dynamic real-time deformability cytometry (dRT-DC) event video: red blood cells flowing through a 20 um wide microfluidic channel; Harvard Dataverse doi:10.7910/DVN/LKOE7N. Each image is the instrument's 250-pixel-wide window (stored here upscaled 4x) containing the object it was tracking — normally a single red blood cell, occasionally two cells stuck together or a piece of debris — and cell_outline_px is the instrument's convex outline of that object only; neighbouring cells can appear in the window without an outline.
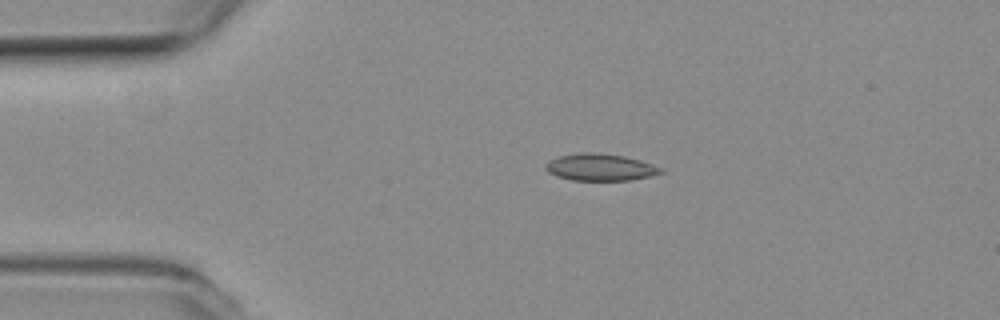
{"species": "common noctule bat (a hibernating species)", "species_latin": "Nyctalus noctula", "temperature_condition": "room temperature", "stored_images_in_passage": 2, "camera_frame_rate_fps": 3000, "um_per_image_px": 0.085, "animal": {"sex": "female", "body_mass_g": 19.3, "forearm_length_mm": 54.1}, "frame": {"image": 1, "passage_image": 1, "time_ms": 0.0, "image_size_px": [1000, 320], "cell_outline_px": [[664, 172], [652, 176], [632, 180], [572, 180], [556, 176], [548, 172], [544, 168], [544, 164], [548, 160], [560, 156], [584, 152], [592, 152], [624, 156], [640, 160], [664, 168]], "centroid_in_image_um": [51.03, 14.22], "position_along_channel_um": 34.0, "area_um2": 18.21}}